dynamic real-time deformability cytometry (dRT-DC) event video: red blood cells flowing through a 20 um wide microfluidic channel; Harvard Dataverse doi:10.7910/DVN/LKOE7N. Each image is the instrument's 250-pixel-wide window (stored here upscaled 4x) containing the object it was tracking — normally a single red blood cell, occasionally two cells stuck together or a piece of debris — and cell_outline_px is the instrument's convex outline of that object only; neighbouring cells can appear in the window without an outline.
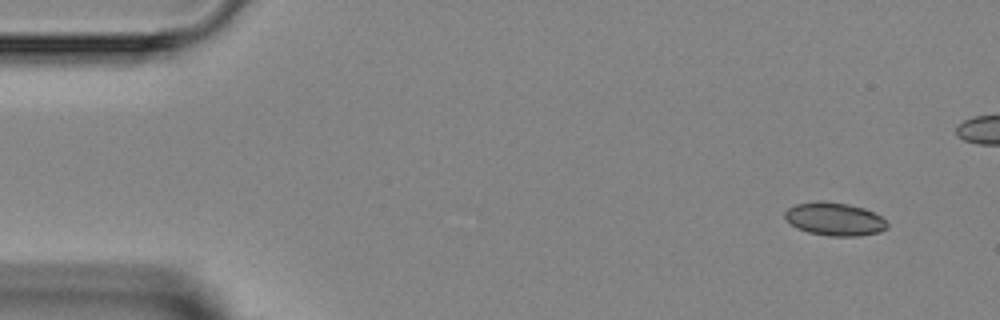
{"species": "Egyptian fruit bat (a non-hibernating species)", "species_latin": "Rousettus aegyptiacus", "temperature_condition": "room temperature", "stored_images_in_passage": 4, "camera_frame_rate_fps": 3000, "um_per_image_px": 0.085, "animal": {"sex": "female"}, "frame": {"image": 1, "passage_image": 1, "time_ms": 0.0, "image_size_px": [1000, 320], "cell_outline_px": [[888, 228], [880, 232], [860, 236], [828, 236], [808, 232], [796, 228], [784, 216], [784, 212], [788, 208], [796, 204], [820, 200], [824, 200], [848, 204], [864, 208], [880, 216], [888, 224]], "centroid_in_image_um": [70.94, 18.62], "position_along_channel_um": 14.1, "area_um2": 19.83}}